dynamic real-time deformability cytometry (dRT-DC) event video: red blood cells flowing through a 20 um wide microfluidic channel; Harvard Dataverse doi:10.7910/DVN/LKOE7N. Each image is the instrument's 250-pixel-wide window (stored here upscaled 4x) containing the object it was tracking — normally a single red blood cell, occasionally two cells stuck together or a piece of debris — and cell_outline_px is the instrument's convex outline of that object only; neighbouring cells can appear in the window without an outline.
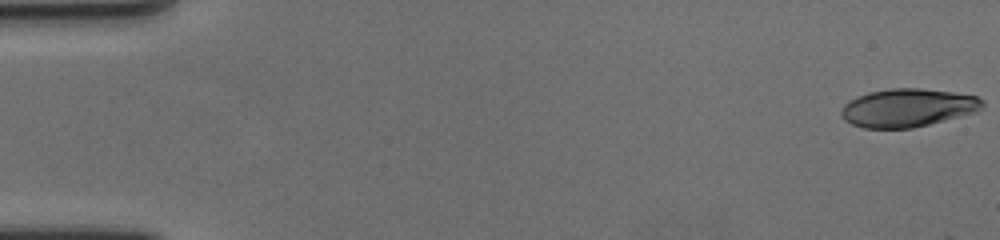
{"species": "human", "species_latin": "Homo sapiens", "temperature_condition": "cold", "stored_images_in_passage": 17, "camera_frame_rate_fps": 3000, "um_per_image_px": 0.085, "donor": {"sex": "female"}, "frame": {"image": 1, "passage_image": 1, "time_ms": 0.0, "image_size_px": [1000, 240], "cell_outline_px": [[984, 108], [976, 112], [912, 128], [864, 128], [852, 124], [844, 120], [840, 116], [840, 108], [848, 100], [856, 96], [868, 92], [892, 88], [920, 88], [952, 92], [976, 96], [984, 100]], "centroid_in_image_um": [77.12, 9.15], "position_along_channel_um": 7.9, "area_um2": 31.62}}
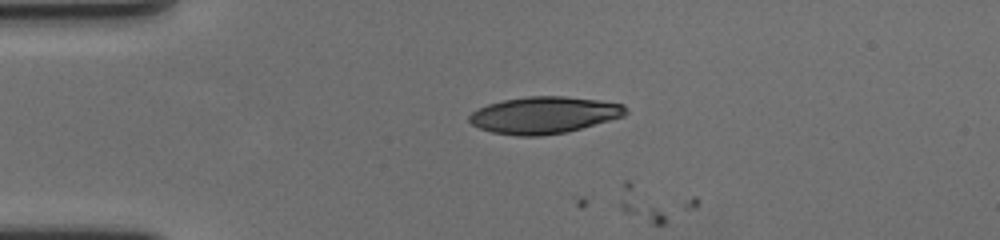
{"frame": {"image": 2, "passage_image": 15, "time_ms": 4.667, "image_size_px": [1000, 240], "cell_outline_px": [[628, 112], [624, 116], [568, 132], [540, 136], [516, 136], [492, 132], [480, 128], [472, 124], [468, 120], [468, 116], [472, 112], [488, 104], [504, 100], [528, 96], [564, 96], [596, 100], [624, 104], [628, 108]], "centroid_in_image_um": [46.26, 9.79], "position_along_channel_um": 38.7, "area_um2": 33.58}}